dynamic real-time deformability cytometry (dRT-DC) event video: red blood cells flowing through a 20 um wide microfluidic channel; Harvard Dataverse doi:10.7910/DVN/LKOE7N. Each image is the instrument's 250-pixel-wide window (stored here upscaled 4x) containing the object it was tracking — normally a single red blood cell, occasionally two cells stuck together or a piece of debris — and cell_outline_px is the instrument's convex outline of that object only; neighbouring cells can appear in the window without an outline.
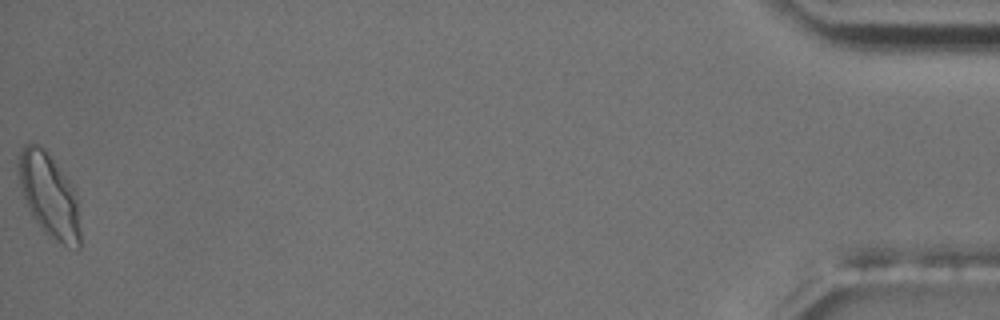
{"species": "common noctule bat (a hibernating species)", "species_latin": "Nyctalus noctula", "temperature_condition": "room temperature", "stored_images_in_passage": 56, "camera_frame_rate_fps": 3000, "um_per_image_px": 0.085, "animal": {"sex": "male", "body_mass_g": 17.5, "forearm_length_mm": 52.3}, "frame": {"image": 1, "passage_image": 56, "time_ms": 18.333, "image_size_px": [1000, 320], "cell_outline_px": [[80, 248], [76, 252], [68, 248], [48, 236], [44, 232], [32, 216], [24, 196], [20, 184], [20, 152], [24, 144], [32, 140], [44, 148], [68, 180], [76, 192], [80, 232]], "centroid_in_image_um": [4.22, 16.66], "position_along_channel_um": 431.0, "area_um2": 29.94}, "authors_computed_cell_mechanics": {"area_um2": 21.386, "velocity_mm_per_s": 3.6558, "shape_relaxation_time_tau1_ms": 6.4921, "shape_relaxation_time_tau2_ms": 1.6158, "deformation_change_tau1": 0.1581, "deformation_change_tau2": 0.0655}}